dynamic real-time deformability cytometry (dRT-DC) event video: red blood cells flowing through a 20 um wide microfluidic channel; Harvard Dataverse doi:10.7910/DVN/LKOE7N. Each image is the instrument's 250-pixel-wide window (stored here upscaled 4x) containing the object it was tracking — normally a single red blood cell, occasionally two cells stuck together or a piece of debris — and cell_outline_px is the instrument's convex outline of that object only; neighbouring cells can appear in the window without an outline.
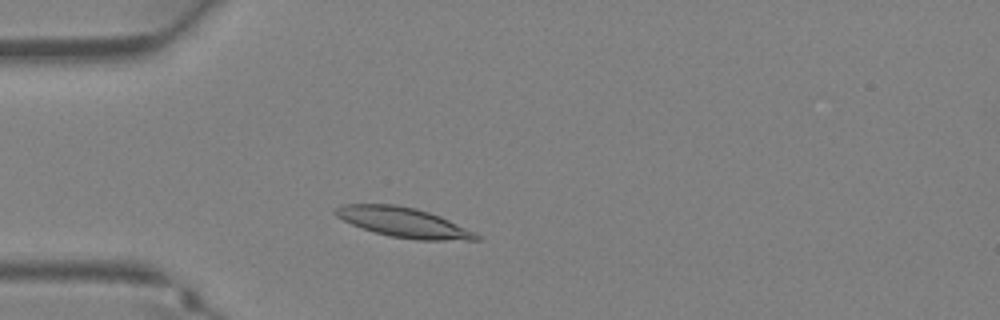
{"species": "Egyptian fruit bat (a non-hibernating species)", "species_latin": "Rousettus aegyptiacus", "temperature_condition": "warm", "stored_images_in_passage": 30, "camera_frame_rate_fps": 3000, "um_per_image_px": 0.085, "animal": {"sex": "female"}, "frame": {"image": 1, "passage_image": 4, "time_ms": 1.0, "image_size_px": [1000, 320], "cell_outline_px": [[480, 240], [416, 240], [388, 236], [360, 228], [336, 216], [332, 212], [336, 208], [344, 204], [396, 204], [416, 208], [440, 216], [476, 232], [480, 236]], "centroid_in_image_um": [34.3, 18.9], "position_along_channel_um": 50.7, "area_um2": 24.57}}
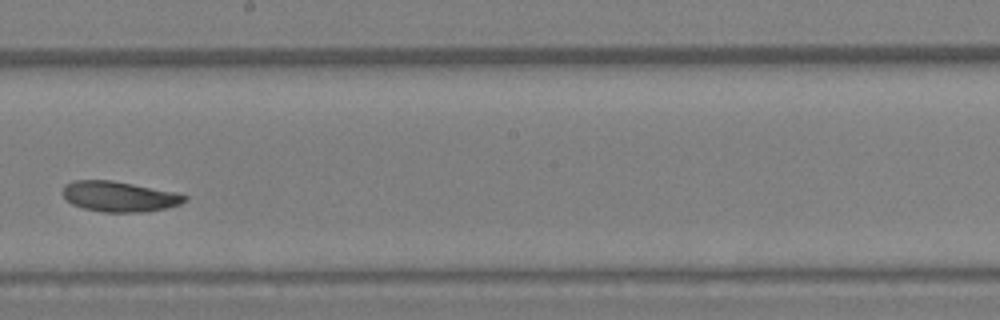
{"frame": {"image": 2, "passage_image": 15, "time_ms": 4.667, "image_size_px": [1000, 320], "cell_outline_px": [[188, 200], [180, 204], [168, 208], [144, 212], [104, 212], [84, 208], [72, 204], [60, 192], [64, 184], [72, 180], [112, 180], [180, 192], [188, 196]], "centroid_in_image_um": [10.18, 16.69], "position_along_channel_um": 238.0, "area_um2": 22.02}}
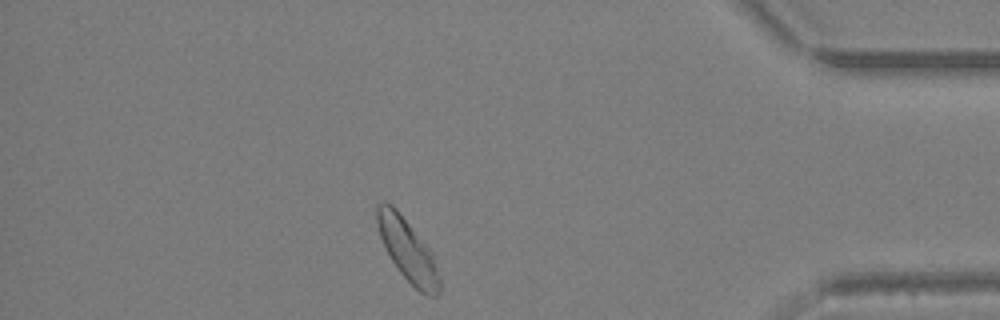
{"frame": {"image": 3, "passage_image": 26, "time_ms": 8.333, "image_size_px": [1000, 320], "cell_outline_px": [[440, 292], [436, 296], [428, 296], [420, 292], [400, 272], [392, 260], [380, 236], [376, 220], [376, 208], [384, 200], [392, 204], [396, 208], [424, 240], [432, 252], [440, 276]], "centroid_in_image_um": [34.68, 21.24], "position_along_channel_um": 400.5, "area_um2": 22.6}}